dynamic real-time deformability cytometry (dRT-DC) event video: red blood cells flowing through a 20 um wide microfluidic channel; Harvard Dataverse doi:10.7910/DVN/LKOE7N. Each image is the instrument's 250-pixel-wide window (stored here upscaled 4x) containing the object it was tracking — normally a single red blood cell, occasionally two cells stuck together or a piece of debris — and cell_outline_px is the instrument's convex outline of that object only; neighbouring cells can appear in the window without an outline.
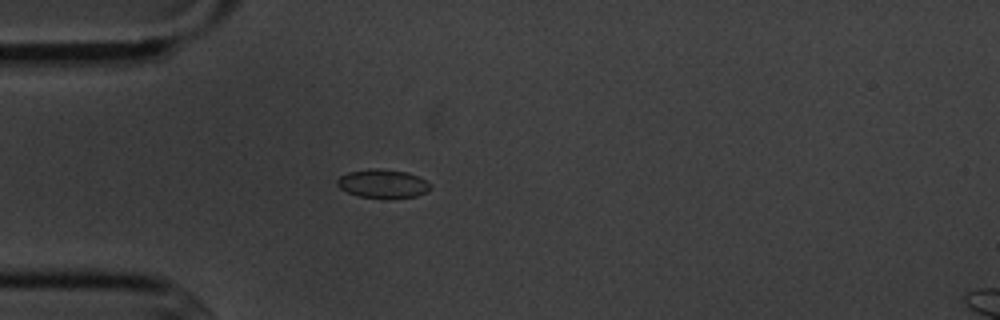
{"species": "common noctule bat (a hibernating species)", "species_latin": "Nyctalus noctula", "temperature_condition": "cold", "stored_images_in_passage": 4, "camera_frame_rate_fps": 3000, "um_per_image_px": 0.085, "animal": {"sex": "male", "body_mass_g": 20.1, "forearm_length_mm": 53.5}, "frame": {"image": 1, "passage_image": 4, "time_ms": 3.333, "image_size_px": [1000, 320], "cell_outline_px": [[432, 188], [416, 196], [384, 200], [360, 196], [348, 192], [340, 188], [336, 184], [336, 180], [340, 176], [348, 172], [372, 168], [376, 168], [408, 172], [432, 184]], "centroid_in_image_um": [32.53, 15.63], "position_along_channel_um": 52.5, "area_um2": 15.78}}